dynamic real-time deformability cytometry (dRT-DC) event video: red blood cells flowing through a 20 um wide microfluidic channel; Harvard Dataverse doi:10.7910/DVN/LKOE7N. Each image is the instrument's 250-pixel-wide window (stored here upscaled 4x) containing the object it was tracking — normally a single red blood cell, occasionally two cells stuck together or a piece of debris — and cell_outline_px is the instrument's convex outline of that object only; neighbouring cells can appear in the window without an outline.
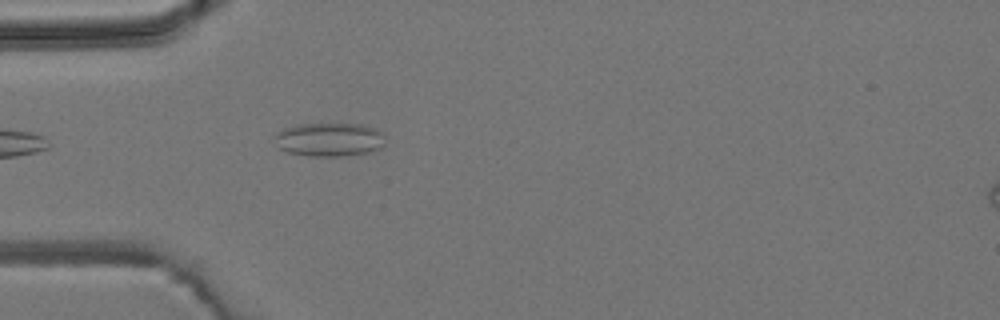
{"species": "common noctule bat (a hibernating species)", "species_latin": "Nyctalus noctula", "temperature_condition": "room temperature", "stored_images_in_passage": 1, "camera_frame_rate_fps": 3000, "um_per_image_px": 0.085, "animal": {"sex": "male", "body_mass_g": 19.2, "forearm_length_mm": 51.8}, "frame": {"image": 1, "passage_image": 1, "time_ms": 0.0, "image_size_px": [1000, 320], "cell_outline_px": [[384, 144], [380, 148], [368, 152], [340, 156], [308, 156], [288, 152], [276, 148], [276, 132], [284, 128], [296, 124], [360, 124], [376, 128], [384, 136]], "centroid_in_image_um": [27.96, 11.86], "position_along_channel_um": 57.0, "area_um2": 21.73}}